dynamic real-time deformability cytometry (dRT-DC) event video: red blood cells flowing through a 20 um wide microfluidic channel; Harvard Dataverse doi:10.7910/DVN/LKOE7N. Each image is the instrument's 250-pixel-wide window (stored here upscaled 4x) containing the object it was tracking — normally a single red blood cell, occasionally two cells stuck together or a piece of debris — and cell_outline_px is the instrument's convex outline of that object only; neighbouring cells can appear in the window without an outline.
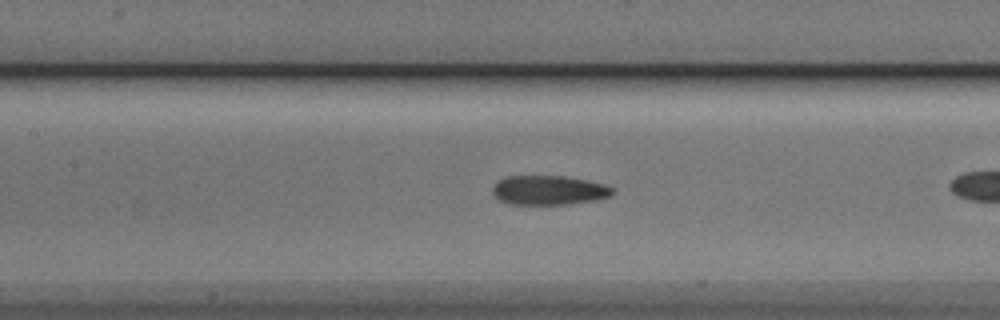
{"species": "Egyptian fruit bat (a non-hibernating species)", "species_latin": "Rousettus aegyptiacus", "temperature_condition": "cold", "stored_images_in_passage": 28, "camera_frame_rate_fps": 3000, "um_per_image_px": 0.085, "animal": {"sex": "male"}, "frame": {"image": 1, "passage_image": 9, "time_ms": 2.667, "image_size_px": [1000, 320], "cell_outline_px": [[612, 196], [596, 200], [568, 204], [508, 204], [492, 196], [492, 188], [496, 180], [504, 176], [564, 176], [604, 184], [612, 188]], "centroid_in_image_um": [46.58, 16.17], "position_along_channel_um": 160.8, "area_um2": 20.63}, "authors_computed_cell_mechanics": {"area_um2": 20.808, "velocity_mm_per_s": 3.8357, "shape_relaxation_time_tau1_ms": 5.3624, "shape_relaxation_time_tau2_ms": 1.8741, "deformation_change_tau1": 0.1535, "deformation_change_tau2": 0.072}}